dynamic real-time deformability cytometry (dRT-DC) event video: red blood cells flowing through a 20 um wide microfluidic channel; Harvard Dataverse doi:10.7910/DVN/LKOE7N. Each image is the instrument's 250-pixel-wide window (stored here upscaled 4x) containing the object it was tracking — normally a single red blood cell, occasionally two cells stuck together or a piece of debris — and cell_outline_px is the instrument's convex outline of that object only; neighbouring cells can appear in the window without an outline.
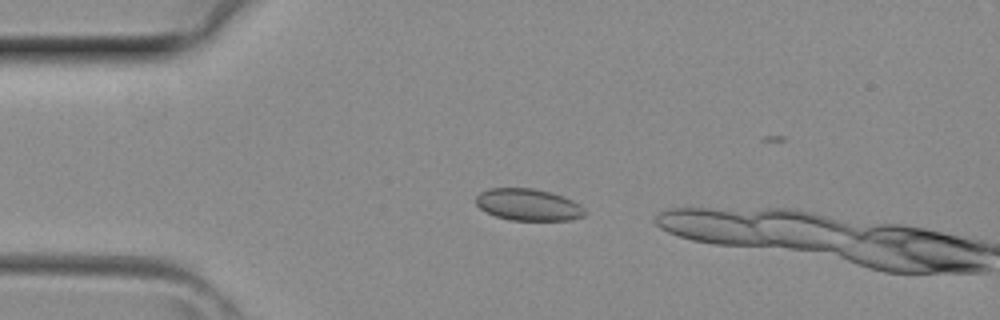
{"species": "common noctule bat (a hibernating species)", "species_latin": "Nyctalus noctula", "temperature_condition": "room temperature", "stored_images_in_passage": 2, "camera_frame_rate_fps": 3000, "um_per_image_px": 0.085, "animal": {"sex": "female", "body_mass_g": 29.2, "forearm_length_mm": 56.3}, "frame": {"image": 1, "passage_image": 1, "time_ms": 0.0, "image_size_px": [1000, 320], "cell_outline_px": [[584, 216], [568, 220], [508, 220], [496, 216], [480, 208], [476, 204], [476, 196], [480, 192], [488, 188], [532, 188], [548, 192], [572, 200], [580, 204], [584, 208]], "centroid_in_image_um": [44.87, 17.4], "position_along_channel_um": 40.1, "area_um2": 20.0}}